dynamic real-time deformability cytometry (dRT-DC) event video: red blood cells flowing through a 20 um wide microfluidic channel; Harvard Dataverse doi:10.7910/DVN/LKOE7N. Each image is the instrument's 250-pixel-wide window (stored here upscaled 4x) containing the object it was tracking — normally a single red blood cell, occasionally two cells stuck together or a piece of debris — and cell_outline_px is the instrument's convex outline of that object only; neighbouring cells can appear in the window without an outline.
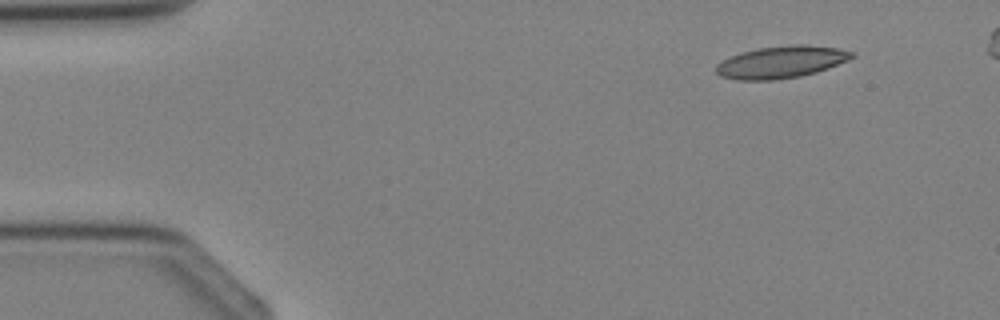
{"species": "Egyptian fruit bat (a non-hibernating species)", "species_latin": "Rousettus aegyptiacus", "temperature_condition": "cold", "stored_images_in_passage": 3, "segment_of_instrument_passage": [2, 2], "camera_frame_rate_fps": 3000, "um_per_image_px": 0.085, "animal": {"sex": "female"}, "frame": {"image": 1, "passage_image": 3, "time_ms": 2.333, "image_size_px": [1000, 320], "cell_outline_px": [[856, 56], [848, 60], [828, 68], [816, 72], [800, 76], [776, 80], [736, 80], [720, 76], [716, 72], [716, 64], [732, 56], [756, 48], [792, 44], [808, 44], [840, 48], [852, 52]], "centroid_in_image_um": [66.43, 5.27], "position_along_channel_um": 18.6, "area_um2": 25.49}}